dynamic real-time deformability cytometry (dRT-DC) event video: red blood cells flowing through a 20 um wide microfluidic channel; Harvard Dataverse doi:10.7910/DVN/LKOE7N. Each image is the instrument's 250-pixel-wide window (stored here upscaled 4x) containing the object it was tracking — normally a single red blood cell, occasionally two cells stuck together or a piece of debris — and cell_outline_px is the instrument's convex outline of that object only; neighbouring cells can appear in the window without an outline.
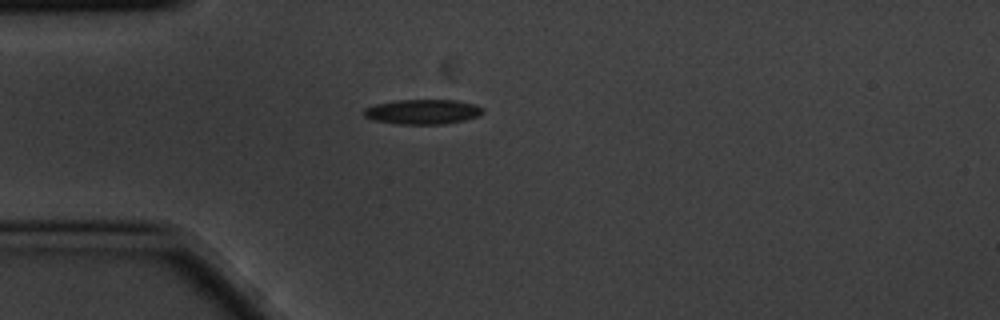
{"species": "common noctule bat (a hibernating species)", "species_latin": "Nyctalus noctula", "temperature_condition": "cold", "stored_images_in_passage": 10, "camera_frame_rate_fps": 3000, "um_per_image_px": 0.085, "animal": {"sex": "male", "body_mass_g": 20.1, "forearm_length_mm": 53.5}, "frame": {"image": 1, "passage_image": 1, "time_ms": 0.0, "image_size_px": [1000, 320], "cell_outline_px": [[484, 112], [480, 116], [448, 124], [396, 124], [372, 120], [364, 116], [364, 108], [376, 104], [396, 100], [456, 100], [476, 104], [484, 108]], "centroid_in_image_um": [35.96, 9.5], "position_along_channel_um": 49.0, "area_um2": 17.46}}